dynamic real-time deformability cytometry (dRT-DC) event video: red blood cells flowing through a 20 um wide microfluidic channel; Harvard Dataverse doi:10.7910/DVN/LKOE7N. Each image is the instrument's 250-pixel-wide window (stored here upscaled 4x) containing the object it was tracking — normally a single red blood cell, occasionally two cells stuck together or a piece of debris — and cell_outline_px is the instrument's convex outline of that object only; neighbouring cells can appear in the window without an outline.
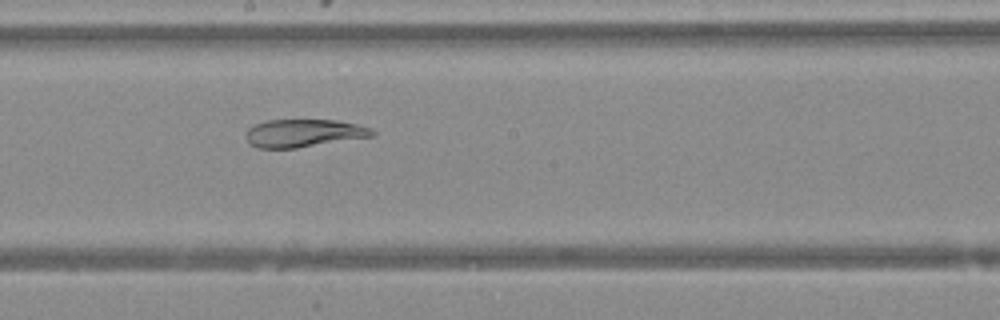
{"species": "Egyptian fruit bat (a non-hibernating species)", "species_latin": "Rousettus aegyptiacus", "temperature_condition": "warm", "stored_images_in_passage": 15, "camera_frame_rate_fps": 3000, "um_per_image_px": 0.085, "animal": {"sex": "female"}, "frame": {"image": 1, "passage_image": 12, "time_ms": 3.667, "image_size_px": [1000, 320], "cell_outline_px": [[376, 136], [296, 148], [256, 148], [244, 136], [248, 128], [256, 124], [268, 120], [336, 120], [356, 124], [372, 128], [376, 132]], "centroid_in_image_um": [25.85, 11.32], "position_along_channel_um": 222.3, "area_um2": 20.58}}